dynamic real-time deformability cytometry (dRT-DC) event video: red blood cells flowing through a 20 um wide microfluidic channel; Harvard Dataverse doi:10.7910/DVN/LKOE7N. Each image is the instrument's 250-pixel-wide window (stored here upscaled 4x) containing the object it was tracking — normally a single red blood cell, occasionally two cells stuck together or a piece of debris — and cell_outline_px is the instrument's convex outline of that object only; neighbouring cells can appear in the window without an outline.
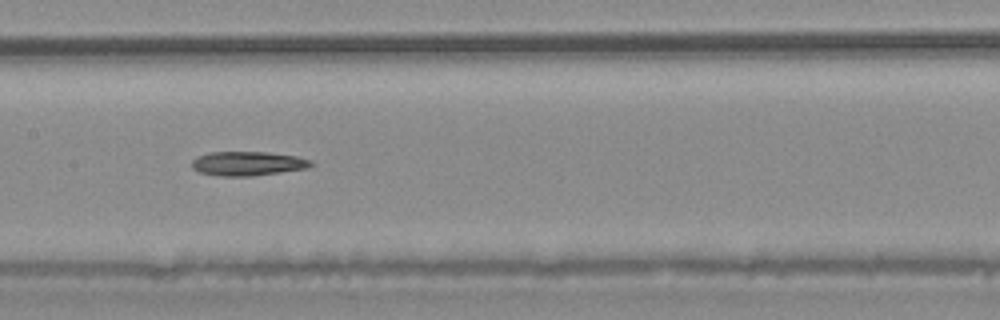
{"species": "common noctule bat (a hibernating species)", "species_latin": "Nyctalus noctula", "temperature_condition": "warm", "stored_images_in_passage": 33, "camera_frame_rate_fps": 3000, "um_per_image_px": 0.085, "animal": {"sex": "male", "body_mass_g": 20.4}, "frame": {"image": 1, "passage_image": 10, "time_ms": 3.0, "image_size_px": [1000, 320], "cell_outline_px": [[316, 164], [308, 168], [252, 176], [220, 176], [200, 172], [192, 168], [192, 160], [196, 156], [208, 152], [268, 152], [296, 156], [312, 160]], "centroid_in_image_um": [21.07, 13.89], "position_along_channel_um": 186.3, "area_um2": 16.94}}